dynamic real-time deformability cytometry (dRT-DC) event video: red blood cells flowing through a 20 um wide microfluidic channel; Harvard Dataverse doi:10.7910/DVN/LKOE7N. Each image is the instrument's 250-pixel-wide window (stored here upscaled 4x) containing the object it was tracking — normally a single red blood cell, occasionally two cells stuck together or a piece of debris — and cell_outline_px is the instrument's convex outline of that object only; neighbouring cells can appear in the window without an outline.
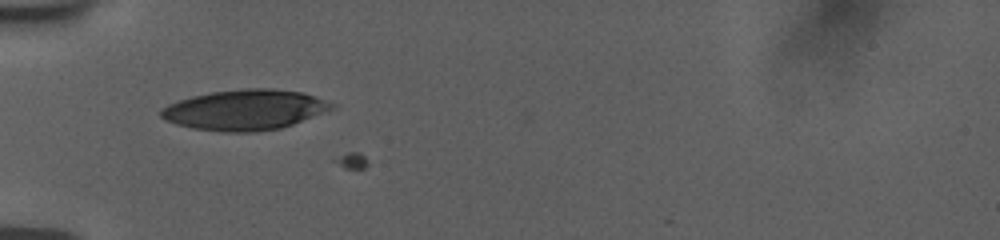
{"species": "human", "species_latin": "Homo sapiens", "temperature_condition": "room temperature", "stored_images_in_passage": 2, "camera_frame_rate_fps": 3000, "um_per_image_px": 0.085, "donor": {"sex": "female"}, "frame": {"image": 1, "passage_image": 1, "time_ms": 0.0, "image_size_px": [1000, 240], "cell_outline_px": [[336, 108], [292, 124], [280, 128], [256, 132], [224, 132], [192, 128], [176, 124], [164, 120], [160, 116], [160, 108], [168, 104], [192, 96], [212, 92], [244, 88], [272, 88], [300, 92], [316, 96], [336, 104]], "centroid_in_image_um": [20.81, 9.33], "position_along_channel_um": 64.2, "area_um2": 40.29}}